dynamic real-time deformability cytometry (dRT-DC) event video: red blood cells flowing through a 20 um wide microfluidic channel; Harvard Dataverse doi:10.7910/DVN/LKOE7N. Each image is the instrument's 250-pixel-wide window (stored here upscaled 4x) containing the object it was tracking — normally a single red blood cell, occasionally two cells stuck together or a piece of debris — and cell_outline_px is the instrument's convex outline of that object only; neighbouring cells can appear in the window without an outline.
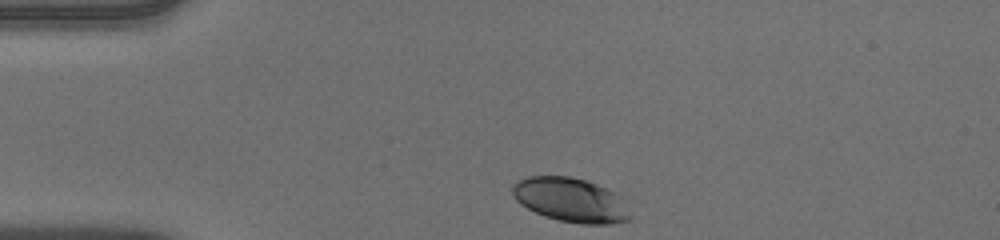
{"species": "human", "species_latin": "Homo sapiens", "temperature_condition": "warm", "stored_images_in_passage": 35, "camera_frame_rate_fps": 3000, "um_per_image_px": 0.085, "donor": {"sex": "male"}, "frame": {"image": 1, "passage_image": 1, "time_ms": 0.0, "image_size_px": [1000, 240], "cell_outline_px": [[632, 220], [608, 224], [580, 224], [560, 220], [544, 216], [520, 204], [516, 200], [512, 192], [512, 184], [516, 180], [528, 176], [568, 176], [588, 180], [608, 188], [616, 192], [620, 196]], "centroid_in_image_um": [48.5, 16.98], "position_along_channel_um": 36.5, "area_um2": 30.52}}
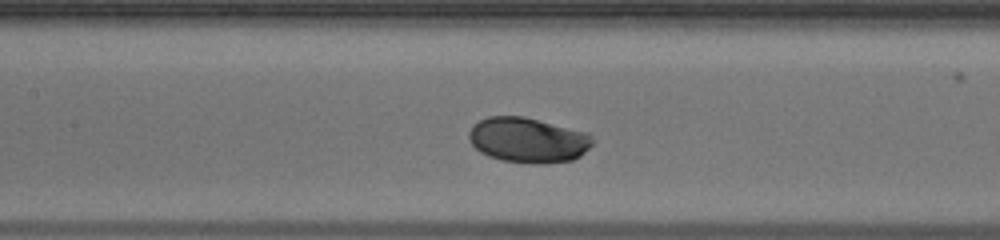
{"frame": {"image": 2, "passage_image": 14, "time_ms": 4.333, "image_size_px": [1000, 240], "cell_outline_px": [[596, 140], [580, 156], [572, 160], [548, 164], [532, 164], [500, 160], [488, 156], [480, 152], [472, 144], [468, 136], [468, 132], [472, 124], [488, 116], [524, 116], [588, 132]], "centroid_in_image_um": [44.88, 11.91], "position_along_channel_um": 162.5, "area_um2": 33.0}}
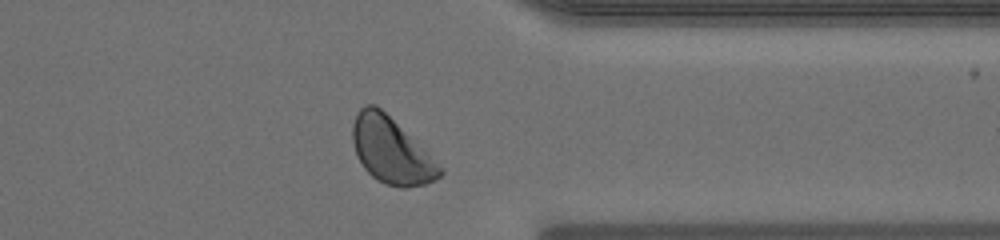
{"frame": {"image": 3, "passage_image": 31, "time_ms": 10.0, "image_size_px": [1000, 240], "cell_outline_px": [[444, 172], [436, 180], [424, 184], [408, 188], [400, 188], [384, 184], [376, 180], [364, 168], [356, 156], [352, 140], [352, 124], [360, 108], [364, 104], [376, 104], [444, 168]], "centroid_in_image_um": [33.24, 12.83], "position_along_channel_um": 378.2, "area_um2": 33.47}, "authors_computed_cell_mechanics": {"area_um2": 32.1946, "velocity_mm_per_s": 3.8917, "shape_relaxation_time_tau1_ms": 2.0516, "shape_relaxation_time_tau2_ms": null, "deformation_change_tau1": 0.126, "deformation_change_tau2": null}}